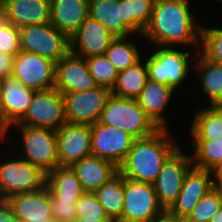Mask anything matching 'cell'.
<instances>
[{"label": "cell", "mask_w": 222, "mask_h": 222, "mask_svg": "<svg viewBox=\"0 0 222 222\" xmlns=\"http://www.w3.org/2000/svg\"><path fill=\"white\" fill-rule=\"evenodd\" d=\"M155 0H119L122 5L123 23L134 33L143 37L148 26Z\"/></svg>", "instance_id": "obj_29"}, {"label": "cell", "mask_w": 222, "mask_h": 222, "mask_svg": "<svg viewBox=\"0 0 222 222\" xmlns=\"http://www.w3.org/2000/svg\"><path fill=\"white\" fill-rule=\"evenodd\" d=\"M89 15L100 22L115 37H132L134 34L123 23L119 0H88Z\"/></svg>", "instance_id": "obj_25"}, {"label": "cell", "mask_w": 222, "mask_h": 222, "mask_svg": "<svg viewBox=\"0 0 222 222\" xmlns=\"http://www.w3.org/2000/svg\"><path fill=\"white\" fill-rule=\"evenodd\" d=\"M214 187L213 171L192 166L184 177L176 202L167 212L176 219L187 218L199 200Z\"/></svg>", "instance_id": "obj_15"}, {"label": "cell", "mask_w": 222, "mask_h": 222, "mask_svg": "<svg viewBox=\"0 0 222 222\" xmlns=\"http://www.w3.org/2000/svg\"><path fill=\"white\" fill-rule=\"evenodd\" d=\"M8 23L4 9L0 6V30Z\"/></svg>", "instance_id": "obj_44"}, {"label": "cell", "mask_w": 222, "mask_h": 222, "mask_svg": "<svg viewBox=\"0 0 222 222\" xmlns=\"http://www.w3.org/2000/svg\"><path fill=\"white\" fill-rule=\"evenodd\" d=\"M219 136V139L193 140L191 142L190 145L194 150L191 155L194 167L213 171L222 163V133Z\"/></svg>", "instance_id": "obj_31"}, {"label": "cell", "mask_w": 222, "mask_h": 222, "mask_svg": "<svg viewBox=\"0 0 222 222\" xmlns=\"http://www.w3.org/2000/svg\"><path fill=\"white\" fill-rule=\"evenodd\" d=\"M56 63L32 52L19 51L14 57L13 73L21 84L40 91L53 89Z\"/></svg>", "instance_id": "obj_12"}, {"label": "cell", "mask_w": 222, "mask_h": 222, "mask_svg": "<svg viewBox=\"0 0 222 222\" xmlns=\"http://www.w3.org/2000/svg\"><path fill=\"white\" fill-rule=\"evenodd\" d=\"M189 0H155L143 38L154 46L179 44L200 49L201 25L190 11ZM177 44V45H176Z\"/></svg>", "instance_id": "obj_1"}, {"label": "cell", "mask_w": 222, "mask_h": 222, "mask_svg": "<svg viewBox=\"0 0 222 222\" xmlns=\"http://www.w3.org/2000/svg\"><path fill=\"white\" fill-rule=\"evenodd\" d=\"M78 177L84 192H95L118 173L111 161L89 155L70 166Z\"/></svg>", "instance_id": "obj_22"}, {"label": "cell", "mask_w": 222, "mask_h": 222, "mask_svg": "<svg viewBox=\"0 0 222 222\" xmlns=\"http://www.w3.org/2000/svg\"><path fill=\"white\" fill-rule=\"evenodd\" d=\"M11 127L18 128L22 135V145L20 146H23V148L19 150L18 156L40 168L46 174L59 166L55 130L15 123L0 136L2 145L4 141L6 142L5 137Z\"/></svg>", "instance_id": "obj_3"}, {"label": "cell", "mask_w": 222, "mask_h": 222, "mask_svg": "<svg viewBox=\"0 0 222 222\" xmlns=\"http://www.w3.org/2000/svg\"><path fill=\"white\" fill-rule=\"evenodd\" d=\"M179 146L163 163L153 183L158 202L164 211H168L176 202L182 189L186 173L193 166L191 154L185 155Z\"/></svg>", "instance_id": "obj_8"}, {"label": "cell", "mask_w": 222, "mask_h": 222, "mask_svg": "<svg viewBox=\"0 0 222 222\" xmlns=\"http://www.w3.org/2000/svg\"><path fill=\"white\" fill-rule=\"evenodd\" d=\"M59 166H71L91 155V125L64 123L56 130Z\"/></svg>", "instance_id": "obj_16"}, {"label": "cell", "mask_w": 222, "mask_h": 222, "mask_svg": "<svg viewBox=\"0 0 222 222\" xmlns=\"http://www.w3.org/2000/svg\"><path fill=\"white\" fill-rule=\"evenodd\" d=\"M193 116L192 125L189 129L192 140L220 138L219 135L222 133V120L210 106L197 110Z\"/></svg>", "instance_id": "obj_30"}, {"label": "cell", "mask_w": 222, "mask_h": 222, "mask_svg": "<svg viewBox=\"0 0 222 222\" xmlns=\"http://www.w3.org/2000/svg\"><path fill=\"white\" fill-rule=\"evenodd\" d=\"M153 184L124 177V206L119 220L126 222H148L164 213Z\"/></svg>", "instance_id": "obj_9"}, {"label": "cell", "mask_w": 222, "mask_h": 222, "mask_svg": "<svg viewBox=\"0 0 222 222\" xmlns=\"http://www.w3.org/2000/svg\"><path fill=\"white\" fill-rule=\"evenodd\" d=\"M35 90L29 89L13 75L2 77L0 83V136L26 113Z\"/></svg>", "instance_id": "obj_13"}, {"label": "cell", "mask_w": 222, "mask_h": 222, "mask_svg": "<svg viewBox=\"0 0 222 222\" xmlns=\"http://www.w3.org/2000/svg\"><path fill=\"white\" fill-rule=\"evenodd\" d=\"M179 147L168 129L135 139L118 172L125 178L153 184L167 158Z\"/></svg>", "instance_id": "obj_2"}, {"label": "cell", "mask_w": 222, "mask_h": 222, "mask_svg": "<svg viewBox=\"0 0 222 222\" xmlns=\"http://www.w3.org/2000/svg\"><path fill=\"white\" fill-rule=\"evenodd\" d=\"M112 222H126V221H122V220H114Z\"/></svg>", "instance_id": "obj_48"}, {"label": "cell", "mask_w": 222, "mask_h": 222, "mask_svg": "<svg viewBox=\"0 0 222 222\" xmlns=\"http://www.w3.org/2000/svg\"><path fill=\"white\" fill-rule=\"evenodd\" d=\"M20 222H56L51 209V192L44 188L5 199Z\"/></svg>", "instance_id": "obj_19"}, {"label": "cell", "mask_w": 222, "mask_h": 222, "mask_svg": "<svg viewBox=\"0 0 222 222\" xmlns=\"http://www.w3.org/2000/svg\"><path fill=\"white\" fill-rule=\"evenodd\" d=\"M127 41H129V36L115 37L105 52L106 57L118 72L134 65L142 58L140 49L133 44V41Z\"/></svg>", "instance_id": "obj_32"}, {"label": "cell", "mask_w": 222, "mask_h": 222, "mask_svg": "<svg viewBox=\"0 0 222 222\" xmlns=\"http://www.w3.org/2000/svg\"><path fill=\"white\" fill-rule=\"evenodd\" d=\"M17 123L58 130L66 123L62 93L55 88L35 91L29 108Z\"/></svg>", "instance_id": "obj_10"}, {"label": "cell", "mask_w": 222, "mask_h": 222, "mask_svg": "<svg viewBox=\"0 0 222 222\" xmlns=\"http://www.w3.org/2000/svg\"><path fill=\"white\" fill-rule=\"evenodd\" d=\"M75 206L77 217L109 219L94 192H83Z\"/></svg>", "instance_id": "obj_36"}, {"label": "cell", "mask_w": 222, "mask_h": 222, "mask_svg": "<svg viewBox=\"0 0 222 222\" xmlns=\"http://www.w3.org/2000/svg\"><path fill=\"white\" fill-rule=\"evenodd\" d=\"M175 89L171 86L147 80L145 86L136 99L147 116L159 129H168L165 111L173 98ZM166 109V110H165Z\"/></svg>", "instance_id": "obj_21"}, {"label": "cell", "mask_w": 222, "mask_h": 222, "mask_svg": "<svg viewBox=\"0 0 222 222\" xmlns=\"http://www.w3.org/2000/svg\"><path fill=\"white\" fill-rule=\"evenodd\" d=\"M200 51L208 59L222 64V28L201 25Z\"/></svg>", "instance_id": "obj_35"}, {"label": "cell", "mask_w": 222, "mask_h": 222, "mask_svg": "<svg viewBox=\"0 0 222 222\" xmlns=\"http://www.w3.org/2000/svg\"><path fill=\"white\" fill-rule=\"evenodd\" d=\"M20 50L19 28L8 22L0 30V53L15 56Z\"/></svg>", "instance_id": "obj_37"}, {"label": "cell", "mask_w": 222, "mask_h": 222, "mask_svg": "<svg viewBox=\"0 0 222 222\" xmlns=\"http://www.w3.org/2000/svg\"><path fill=\"white\" fill-rule=\"evenodd\" d=\"M62 95L67 123L93 125L99 121L111 90L96 86L89 90Z\"/></svg>", "instance_id": "obj_11"}, {"label": "cell", "mask_w": 222, "mask_h": 222, "mask_svg": "<svg viewBox=\"0 0 222 222\" xmlns=\"http://www.w3.org/2000/svg\"><path fill=\"white\" fill-rule=\"evenodd\" d=\"M210 107L219 115V117L222 120V103L221 102L214 103L211 104Z\"/></svg>", "instance_id": "obj_45"}, {"label": "cell", "mask_w": 222, "mask_h": 222, "mask_svg": "<svg viewBox=\"0 0 222 222\" xmlns=\"http://www.w3.org/2000/svg\"><path fill=\"white\" fill-rule=\"evenodd\" d=\"M74 222H112L110 219L77 217Z\"/></svg>", "instance_id": "obj_43"}, {"label": "cell", "mask_w": 222, "mask_h": 222, "mask_svg": "<svg viewBox=\"0 0 222 222\" xmlns=\"http://www.w3.org/2000/svg\"><path fill=\"white\" fill-rule=\"evenodd\" d=\"M135 138L123 130L99 121L91 125V155L113 162H123Z\"/></svg>", "instance_id": "obj_14"}, {"label": "cell", "mask_w": 222, "mask_h": 222, "mask_svg": "<svg viewBox=\"0 0 222 222\" xmlns=\"http://www.w3.org/2000/svg\"><path fill=\"white\" fill-rule=\"evenodd\" d=\"M94 194L111 221L122 217L124 206V177L118 172L102 184Z\"/></svg>", "instance_id": "obj_28"}, {"label": "cell", "mask_w": 222, "mask_h": 222, "mask_svg": "<svg viewBox=\"0 0 222 222\" xmlns=\"http://www.w3.org/2000/svg\"><path fill=\"white\" fill-rule=\"evenodd\" d=\"M148 222H176V218L171 216L167 211L157 218L151 219Z\"/></svg>", "instance_id": "obj_42"}, {"label": "cell", "mask_w": 222, "mask_h": 222, "mask_svg": "<svg viewBox=\"0 0 222 222\" xmlns=\"http://www.w3.org/2000/svg\"><path fill=\"white\" fill-rule=\"evenodd\" d=\"M153 48H156L153 54L150 53L148 58H145L148 79L178 90L187 80L190 65L194 63L198 50H195L194 56L192 51H180L173 47L155 46Z\"/></svg>", "instance_id": "obj_5"}, {"label": "cell", "mask_w": 222, "mask_h": 222, "mask_svg": "<svg viewBox=\"0 0 222 222\" xmlns=\"http://www.w3.org/2000/svg\"><path fill=\"white\" fill-rule=\"evenodd\" d=\"M99 122L119 128L135 139L151 136L159 130L136 100L113 94L108 97Z\"/></svg>", "instance_id": "obj_4"}, {"label": "cell", "mask_w": 222, "mask_h": 222, "mask_svg": "<svg viewBox=\"0 0 222 222\" xmlns=\"http://www.w3.org/2000/svg\"><path fill=\"white\" fill-rule=\"evenodd\" d=\"M51 209L56 222H74L77 218L75 202L59 201L52 194Z\"/></svg>", "instance_id": "obj_38"}, {"label": "cell", "mask_w": 222, "mask_h": 222, "mask_svg": "<svg viewBox=\"0 0 222 222\" xmlns=\"http://www.w3.org/2000/svg\"><path fill=\"white\" fill-rule=\"evenodd\" d=\"M176 222H192V221L188 220L187 218H180L176 219Z\"/></svg>", "instance_id": "obj_47"}, {"label": "cell", "mask_w": 222, "mask_h": 222, "mask_svg": "<svg viewBox=\"0 0 222 222\" xmlns=\"http://www.w3.org/2000/svg\"><path fill=\"white\" fill-rule=\"evenodd\" d=\"M148 80L146 61L141 58L134 65L118 72L111 94L136 100Z\"/></svg>", "instance_id": "obj_27"}, {"label": "cell", "mask_w": 222, "mask_h": 222, "mask_svg": "<svg viewBox=\"0 0 222 222\" xmlns=\"http://www.w3.org/2000/svg\"><path fill=\"white\" fill-rule=\"evenodd\" d=\"M114 38L104 25L89 15L69 38L70 52L84 59L105 55Z\"/></svg>", "instance_id": "obj_17"}, {"label": "cell", "mask_w": 222, "mask_h": 222, "mask_svg": "<svg viewBox=\"0 0 222 222\" xmlns=\"http://www.w3.org/2000/svg\"><path fill=\"white\" fill-rule=\"evenodd\" d=\"M209 222H222V207L213 215Z\"/></svg>", "instance_id": "obj_46"}, {"label": "cell", "mask_w": 222, "mask_h": 222, "mask_svg": "<svg viewBox=\"0 0 222 222\" xmlns=\"http://www.w3.org/2000/svg\"><path fill=\"white\" fill-rule=\"evenodd\" d=\"M213 178L215 187L222 188V163L213 170Z\"/></svg>", "instance_id": "obj_41"}, {"label": "cell", "mask_w": 222, "mask_h": 222, "mask_svg": "<svg viewBox=\"0 0 222 222\" xmlns=\"http://www.w3.org/2000/svg\"><path fill=\"white\" fill-rule=\"evenodd\" d=\"M96 86L86 59L69 52L56 63L54 88L62 94L81 92Z\"/></svg>", "instance_id": "obj_18"}, {"label": "cell", "mask_w": 222, "mask_h": 222, "mask_svg": "<svg viewBox=\"0 0 222 222\" xmlns=\"http://www.w3.org/2000/svg\"><path fill=\"white\" fill-rule=\"evenodd\" d=\"M0 162V200L11 195L38 191L46 186L47 174L22 157L8 156ZM11 158V159H10ZM1 160V159H0Z\"/></svg>", "instance_id": "obj_6"}, {"label": "cell", "mask_w": 222, "mask_h": 222, "mask_svg": "<svg viewBox=\"0 0 222 222\" xmlns=\"http://www.w3.org/2000/svg\"><path fill=\"white\" fill-rule=\"evenodd\" d=\"M193 67L198 74L199 84L209 104L222 100V64L208 59L200 50L197 51Z\"/></svg>", "instance_id": "obj_24"}, {"label": "cell", "mask_w": 222, "mask_h": 222, "mask_svg": "<svg viewBox=\"0 0 222 222\" xmlns=\"http://www.w3.org/2000/svg\"><path fill=\"white\" fill-rule=\"evenodd\" d=\"M21 51L32 52L57 63L70 52L69 37L50 22L19 29Z\"/></svg>", "instance_id": "obj_7"}, {"label": "cell", "mask_w": 222, "mask_h": 222, "mask_svg": "<svg viewBox=\"0 0 222 222\" xmlns=\"http://www.w3.org/2000/svg\"><path fill=\"white\" fill-rule=\"evenodd\" d=\"M46 186L59 201L76 202L84 192L70 166H58L47 174Z\"/></svg>", "instance_id": "obj_26"}, {"label": "cell", "mask_w": 222, "mask_h": 222, "mask_svg": "<svg viewBox=\"0 0 222 222\" xmlns=\"http://www.w3.org/2000/svg\"><path fill=\"white\" fill-rule=\"evenodd\" d=\"M0 6L8 22L19 29L51 20V0H4Z\"/></svg>", "instance_id": "obj_20"}, {"label": "cell", "mask_w": 222, "mask_h": 222, "mask_svg": "<svg viewBox=\"0 0 222 222\" xmlns=\"http://www.w3.org/2000/svg\"><path fill=\"white\" fill-rule=\"evenodd\" d=\"M14 55H9L6 53H0V76L5 77L12 75Z\"/></svg>", "instance_id": "obj_39"}, {"label": "cell", "mask_w": 222, "mask_h": 222, "mask_svg": "<svg viewBox=\"0 0 222 222\" xmlns=\"http://www.w3.org/2000/svg\"><path fill=\"white\" fill-rule=\"evenodd\" d=\"M0 222H20L6 200H0Z\"/></svg>", "instance_id": "obj_40"}, {"label": "cell", "mask_w": 222, "mask_h": 222, "mask_svg": "<svg viewBox=\"0 0 222 222\" xmlns=\"http://www.w3.org/2000/svg\"><path fill=\"white\" fill-rule=\"evenodd\" d=\"M86 62L96 84L112 90L117 80L118 71L106 55L88 57Z\"/></svg>", "instance_id": "obj_33"}, {"label": "cell", "mask_w": 222, "mask_h": 222, "mask_svg": "<svg viewBox=\"0 0 222 222\" xmlns=\"http://www.w3.org/2000/svg\"><path fill=\"white\" fill-rule=\"evenodd\" d=\"M88 16V0H51L50 23L69 38Z\"/></svg>", "instance_id": "obj_23"}, {"label": "cell", "mask_w": 222, "mask_h": 222, "mask_svg": "<svg viewBox=\"0 0 222 222\" xmlns=\"http://www.w3.org/2000/svg\"><path fill=\"white\" fill-rule=\"evenodd\" d=\"M222 207V188L214 187L204 195L187 217L192 222H209Z\"/></svg>", "instance_id": "obj_34"}]
</instances>
